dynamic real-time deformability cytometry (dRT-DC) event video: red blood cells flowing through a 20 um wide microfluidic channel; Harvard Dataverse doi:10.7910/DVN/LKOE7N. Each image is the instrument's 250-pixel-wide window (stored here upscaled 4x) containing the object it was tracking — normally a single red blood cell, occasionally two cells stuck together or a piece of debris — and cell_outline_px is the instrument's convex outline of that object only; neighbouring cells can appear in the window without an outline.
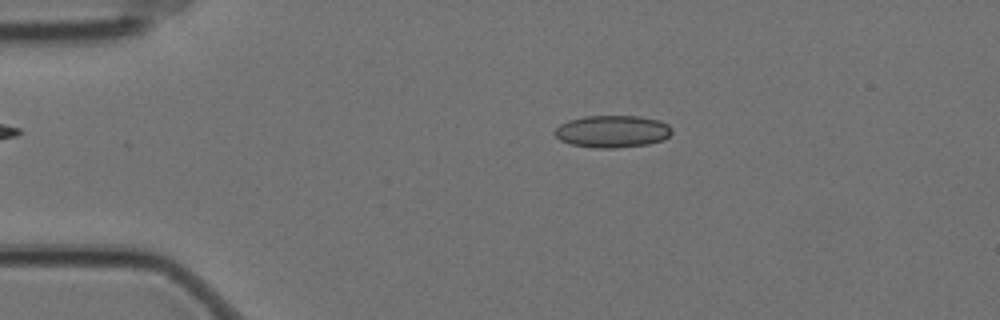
{"species": "Egyptian fruit bat (a non-hibernating species)", "species_latin": "Rousettus aegyptiacus", "temperature_condition": "cold", "stored_images_in_passage": 20, "camera_frame_rate_fps": 3000, "um_per_image_px": 0.085, "animal": {"sex": "female"}, "frame": {"image": 1, "passage_image": 11, "time_ms": 3.333, "image_size_px": [1000, 320], "cell_outline_px": [[672, 132], [664, 140], [648, 144], [616, 148], [596, 148], [568, 144], [560, 140], [552, 132], [560, 124], [568, 120], [584, 116], [640, 116], [660, 120], [668, 124], [672, 128]], "centroid_in_image_um": [52.04, 11.17], "position_along_channel_um": 33.0, "area_um2": 22.25}}
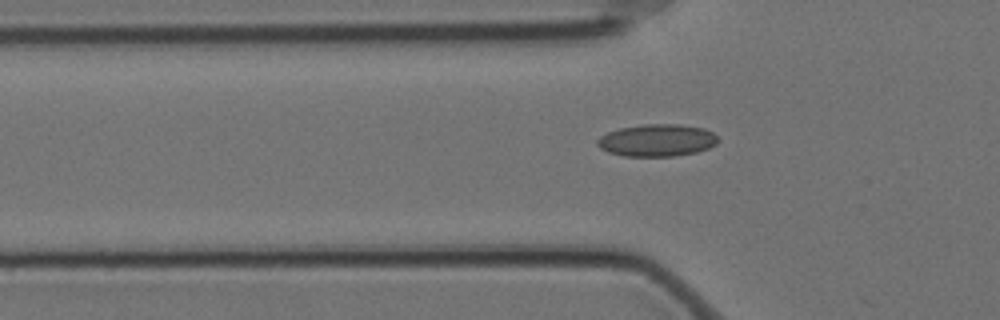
{"frame": {"image": 2, "passage_image": 18, "time_ms": 5.667, "image_size_px": [1000, 320], "cell_outline_px": [[716, 144], [708, 148], [696, 152], [676, 156], [624, 156], [608, 152], [600, 148], [596, 144], [596, 140], [600, 136], [608, 132], [620, 128], [644, 124], [680, 124], [704, 128], [712, 132], [716, 136]], "centroid_in_image_um": [55.82, 11.92], "position_along_channel_um": 70.0, "area_um2": 22.66}}